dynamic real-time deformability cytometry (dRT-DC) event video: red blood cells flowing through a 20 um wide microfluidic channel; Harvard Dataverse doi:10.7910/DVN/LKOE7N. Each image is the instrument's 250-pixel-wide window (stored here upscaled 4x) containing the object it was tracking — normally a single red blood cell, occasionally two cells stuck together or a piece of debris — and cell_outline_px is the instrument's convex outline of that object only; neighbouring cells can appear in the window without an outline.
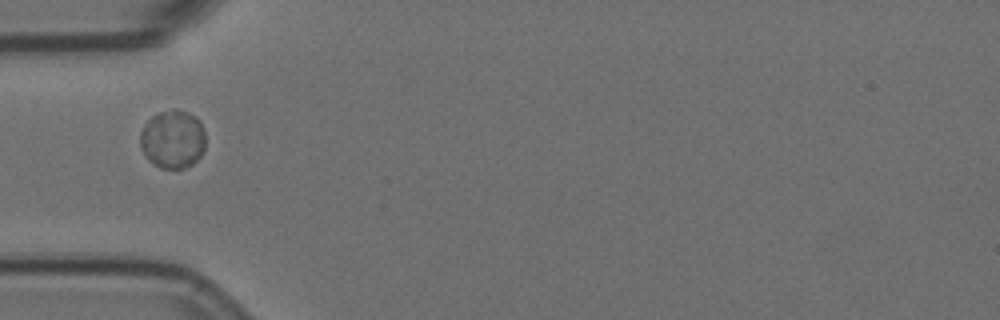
{"species": "Egyptian fruit bat (a non-hibernating species)", "species_latin": "Rousettus aegyptiacus", "temperature_condition": "room temperature", "stored_images_in_passage": 4, "camera_frame_rate_fps": 3000, "um_per_image_px": 0.085, "animal": {"sex": "female"}, "frame": {"image": 1, "passage_image": 1, "time_ms": 0.0, "image_size_px": [1000, 320], "cell_outline_px": [[204, 148], [200, 156], [192, 164], [184, 168], [160, 168], [148, 160], [140, 144], [140, 132], [144, 124], [156, 112], [172, 108], [176, 108], [188, 112], [200, 120], [204, 128]], "centroid_in_image_um": [14.67, 11.8], "position_along_channel_um": 70.3, "area_um2": 22.43}}
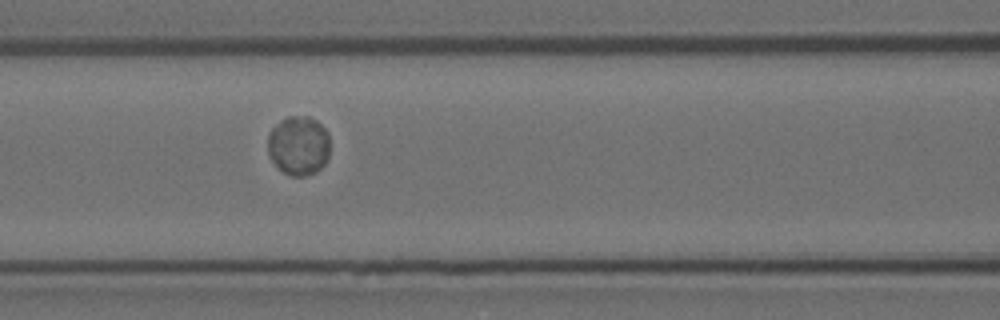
{"frame": {"image": 2, "passage_image": 3, "time_ms": 0.667, "image_size_px": [1000, 320], "cell_outline_px": [[328, 156], [324, 164], [316, 172], [304, 176], [292, 176], [284, 172], [272, 160], [268, 152], [268, 132], [280, 120], [288, 116], [308, 116], [316, 120], [328, 132]], "centroid_in_image_um": [25.37, 12.35], "position_along_channel_um": 141.2, "area_um2": 21.39}}
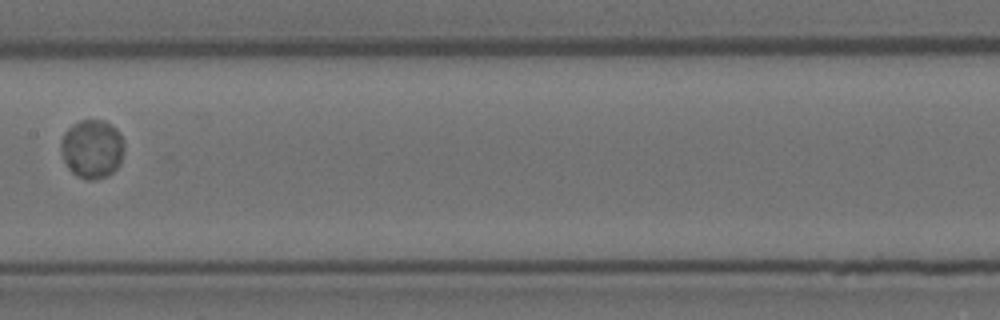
{"frame": {"image": 3, "passage_image": 4, "time_ms": 1.0, "image_size_px": [1000, 320], "cell_outline_px": [[124, 152], [120, 164], [108, 176], [92, 180], [88, 180], [76, 176], [68, 168], [64, 160], [60, 148], [60, 140], [64, 132], [68, 128], [80, 120], [104, 120], [116, 128], [120, 132], [124, 144]], "centroid_in_image_um": [7.83, 12.65], "position_along_channel_um": 199.6, "area_um2": 21.91}}